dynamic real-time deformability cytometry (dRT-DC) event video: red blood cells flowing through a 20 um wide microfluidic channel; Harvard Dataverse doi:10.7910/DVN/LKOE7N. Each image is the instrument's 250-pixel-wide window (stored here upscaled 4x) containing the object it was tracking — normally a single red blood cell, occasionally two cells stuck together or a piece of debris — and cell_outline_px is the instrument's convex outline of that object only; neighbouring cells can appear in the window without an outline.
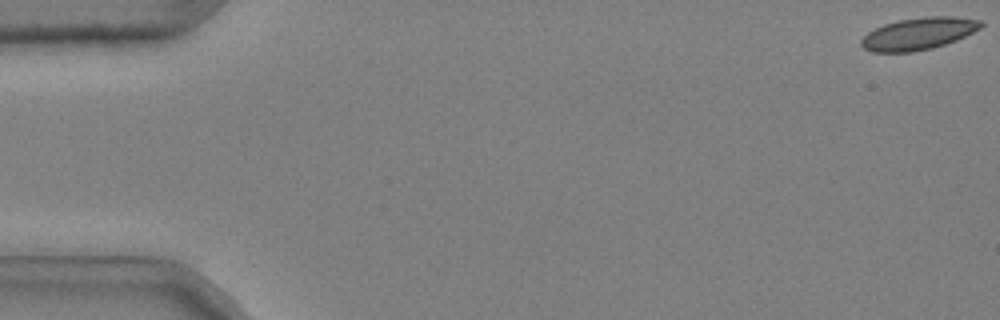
{"species": "common noctule bat (a hibernating species)", "species_latin": "Nyctalus noctula", "temperature_condition": "cold", "stored_images_in_passage": 47, "camera_frame_rate_fps": 3000, "um_per_image_px": 0.085, "animal": {"sex": "male", "body_mass_g": 20.4}, "frame": {"image": 1, "passage_image": 1, "time_ms": 0.0, "image_size_px": [1000, 320], "cell_outline_px": [[984, 24], [980, 28], [956, 40], [932, 48], [912, 52], [872, 52], [864, 48], [860, 44], [860, 40], [868, 32], [884, 24], [900, 20], [924, 16], [952, 16], [984, 20]], "centroid_in_image_um": [78.08, 2.85], "position_along_channel_um": 6.9, "area_um2": 22.37}}
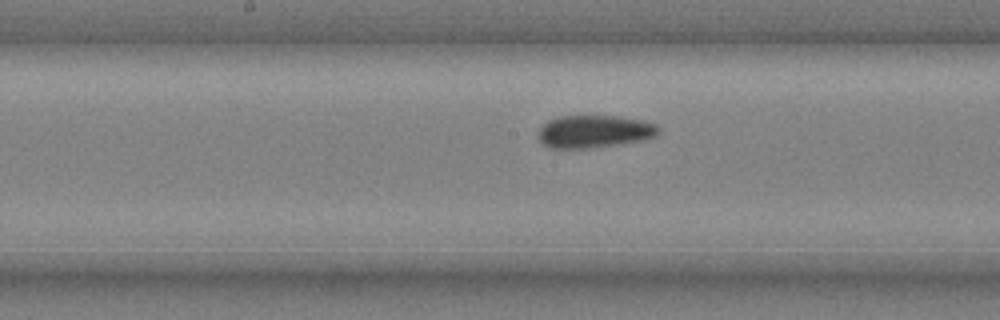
{"frame": {"image": 2, "passage_image": 28, "time_ms": 9.0, "image_size_px": [1000, 320], "cell_outline_px": [[660, 132], [656, 136], [640, 140], [616, 144], [588, 148], [548, 148], [536, 136], [540, 128], [548, 120], [556, 116], [620, 116], [644, 120], [656, 124], [660, 128]], "centroid_in_image_um": [50.5, 11.16], "position_along_channel_um": 197.7, "area_um2": 22.95}}
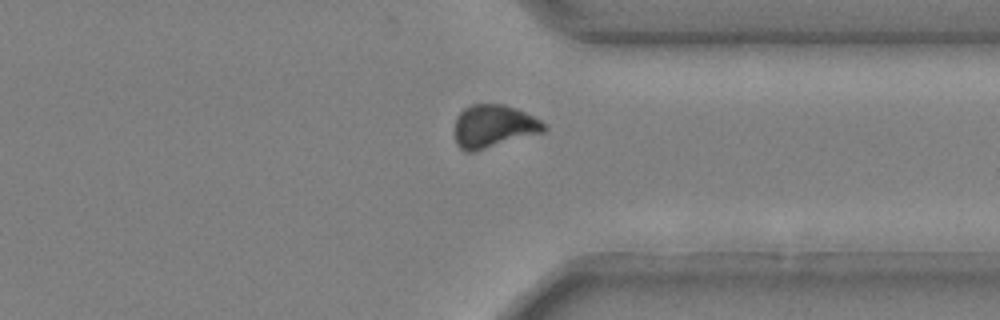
{"frame": {"image": 3, "passage_image": 42, "time_ms": 13.667, "image_size_px": [1000, 320], "cell_outline_px": [[548, 128], [544, 132], [476, 152], [464, 152], [456, 144], [456, 116], [464, 108], [472, 104], [504, 104], [516, 108], [540, 120]], "centroid_in_image_um": [41.96, 10.75], "position_along_channel_um": 369.4, "area_um2": 22.48}, "authors_computed_cell_mechanics": {"area_um2": 22.7154, "velocity_mm_per_s": 3.6968, "shape_relaxation_time_tau1_ms": 6.4155, "shape_relaxation_time_tau2_ms": 1.4268, "deformation_change_tau1": 0.1265, "deformation_change_tau2": 0.0514}}